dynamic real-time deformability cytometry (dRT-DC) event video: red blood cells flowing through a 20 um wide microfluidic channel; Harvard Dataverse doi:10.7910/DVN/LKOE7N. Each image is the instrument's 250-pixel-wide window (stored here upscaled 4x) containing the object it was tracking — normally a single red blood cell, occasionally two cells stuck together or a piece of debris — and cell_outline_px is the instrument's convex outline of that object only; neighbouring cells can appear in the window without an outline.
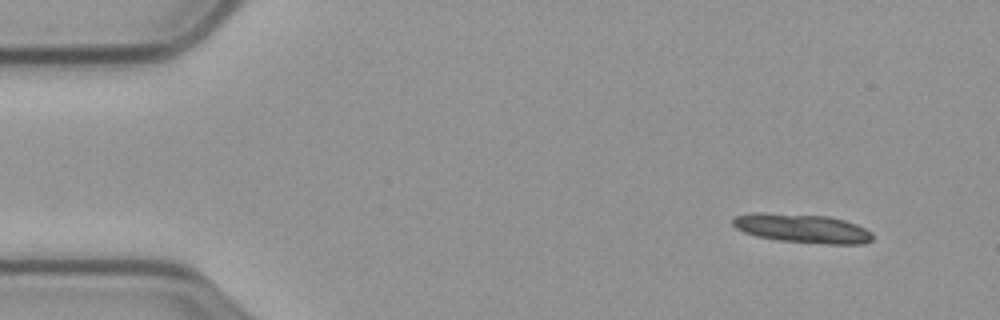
{"species": "common noctule bat (a hibernating species)", "species_latin": "Nyctalus noctula", "temperature_condition": "cold", "stored_images_in_passage": 23, "camera_frame_rate_fps": 3000, "um_per_image_px": 0.085, "animal": {"sex": "male", "body_mass_g": 23.1, "forearm_length_mm": 52.7}, "frame": {"image": 1, "passage_image": 1, "time_ms": 0.0, "image_size_px": [1000, 320], "cell_outline_px": [[872, 240], [864, 244], [828, 244], [780, 240], [756, 236], [744, 232], [736, 228], [732, 224], [732, 220], [736, 216], [752, 212], [764, 212], [828, 216], [844, 220], [856, 224], [872, 232]], "centroid_in_image_um": [68.18, 19.4], "position_along_channel_um": 16.8, "area_um2": 23.58}}
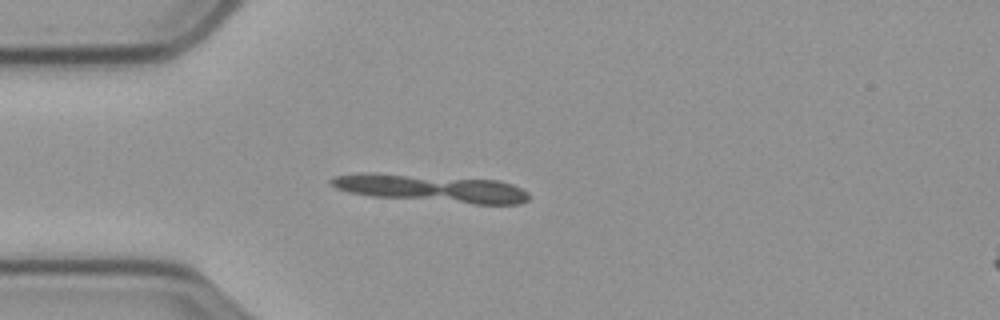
{"frame": {"image": 2, "passage_image": 11, "time_ms": 3.333, "image_size_px": [1000, 320], "cell_outline_px": [[528, 200], [520, 204], [476, 204], [372, 196], [348, 192], [336, 188], [328, 184], [328, 180], [332, 176], [404, 176], [500, 180], [512, 184], [528, 192]], "centroid_in_image_um": [36.83, 16.07], "position_along_channel_um": 48.2, "area_um2": 30.0}}